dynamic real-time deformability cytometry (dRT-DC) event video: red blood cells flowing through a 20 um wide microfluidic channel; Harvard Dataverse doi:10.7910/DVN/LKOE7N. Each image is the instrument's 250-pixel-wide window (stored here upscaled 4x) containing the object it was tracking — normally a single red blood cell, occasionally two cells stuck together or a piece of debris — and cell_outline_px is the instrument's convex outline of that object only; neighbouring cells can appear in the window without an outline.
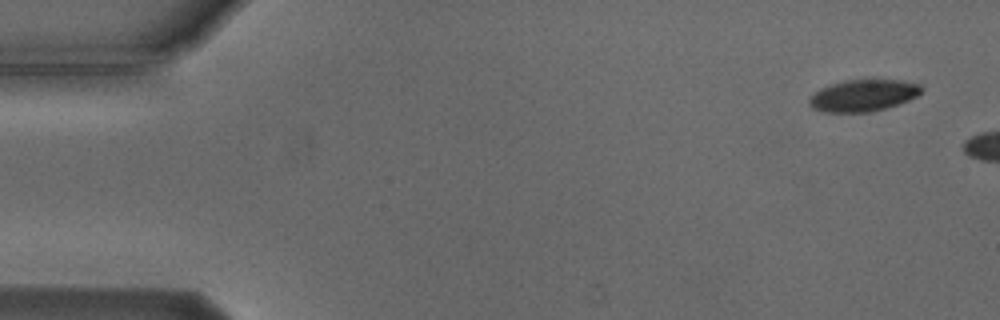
{"species": "Egyptian fruit bat (a non-hibernating species)", "species_latin": "Rousettus aegyptiacus", "temperature_condition": "cold", "stored_images_in_passage": 2, "camera_frame_rate_fps": 3000, "um_per_image_px": 0.085, "animal": {"sex": "male"}, "frame": {"image": 1, "passage_image": 1, "time_ms": 0.0, "image_size_px": [1000, 320], "cell_outline_px": [[924, 88], [916, 96], [908, 100], [884, 108], [868, 112], [824, 112], [812, 108], [808, 104], [808, 100], [820, 88], [844, 80], [904, 80], [920, 84]], "centroid_in_image_um": [73.36, 8.11], "position_along_channel_um": 11.6, "area_um2": 20.58}}